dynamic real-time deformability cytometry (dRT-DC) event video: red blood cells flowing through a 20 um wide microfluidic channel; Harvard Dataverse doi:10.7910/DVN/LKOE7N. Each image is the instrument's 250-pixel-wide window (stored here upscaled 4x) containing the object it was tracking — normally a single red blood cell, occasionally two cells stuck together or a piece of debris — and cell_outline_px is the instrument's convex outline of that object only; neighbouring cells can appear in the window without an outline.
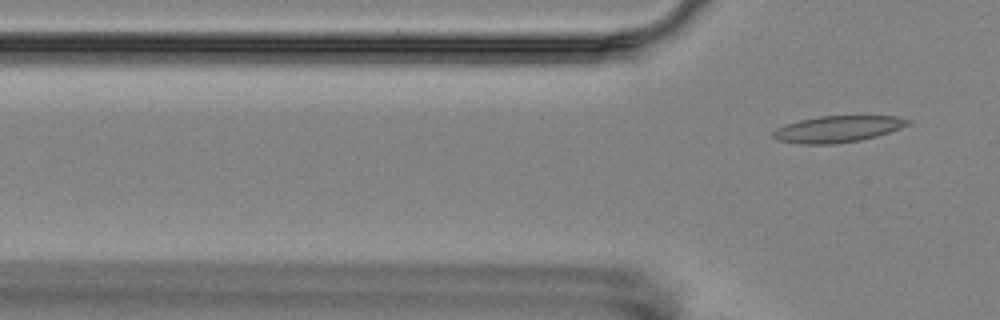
{"species": "Egyptian fruit bat (a non-hibernating species)", "species_latin": "Rousettus aegyptiacus", "temperature_condition": "room temperature", "stored_images_in_passage": 3, "camera_frame_rate_fps": 3000, "um_per_image_px": 0.085, "animal": {"sex": "female"}, "frame": {"image": 1, "passage_image": 3, "time_ms": 2.333, "image_size_px": [1000, 320], "cell_outline_px": [[912, 124], [876, 136], [860, 140], [832, 144], [800, 144], [776, 140], [772, 136], [772, 132], [776, 128], [784, 124], [800, 120], [820, 116], [864, 112], [896, 116], [912, 120]], "centroid_in_image_um": [71.28, 10.9], "position_along_channel_um": 54.5, "area_um2": 21.96}}